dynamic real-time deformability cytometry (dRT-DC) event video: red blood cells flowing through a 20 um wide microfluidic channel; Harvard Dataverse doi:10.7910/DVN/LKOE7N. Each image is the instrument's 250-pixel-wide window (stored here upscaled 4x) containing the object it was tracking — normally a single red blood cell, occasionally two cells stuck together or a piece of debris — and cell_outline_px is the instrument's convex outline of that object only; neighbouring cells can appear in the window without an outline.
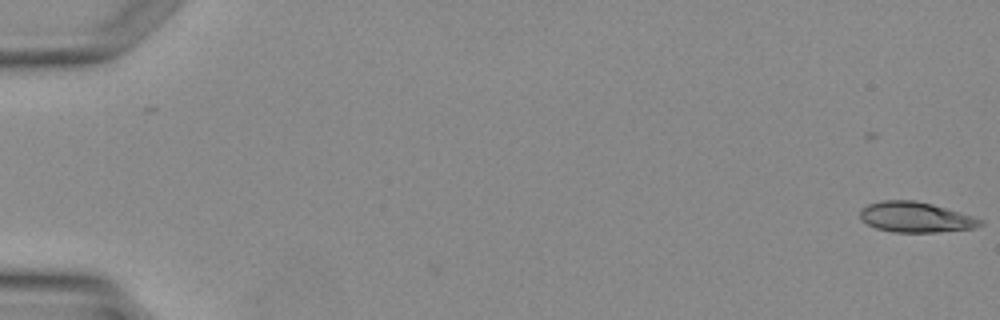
{"species": "Egyptian fruit bat (a non-hibernating species)", "species_latin": "Rousettus aegyptiacus", "temperature_condition": "warm", "stored_images_in_passage": 2, "camera_frame_rate_fps": 3000, "um_per_image_px": 0.085, "animal": {"sex": "female"}, "frame": {"image": 1, "passage_image": 2, "time_ms": 1.0, "image_size_px": [1000, 320], "cell_outline_px": [[984, 224], [972, 228], [936, 232], [896, 232], [876, 228], [860, 220], [860, 212], [868, 204], [884, 200], [916, 200], [932, 204], [960, 212], [984, 220]], "centroid_in_image_um": [77.83, 18.45], "position_along_channel_um": 7.2, "area_um2": 21.1}}